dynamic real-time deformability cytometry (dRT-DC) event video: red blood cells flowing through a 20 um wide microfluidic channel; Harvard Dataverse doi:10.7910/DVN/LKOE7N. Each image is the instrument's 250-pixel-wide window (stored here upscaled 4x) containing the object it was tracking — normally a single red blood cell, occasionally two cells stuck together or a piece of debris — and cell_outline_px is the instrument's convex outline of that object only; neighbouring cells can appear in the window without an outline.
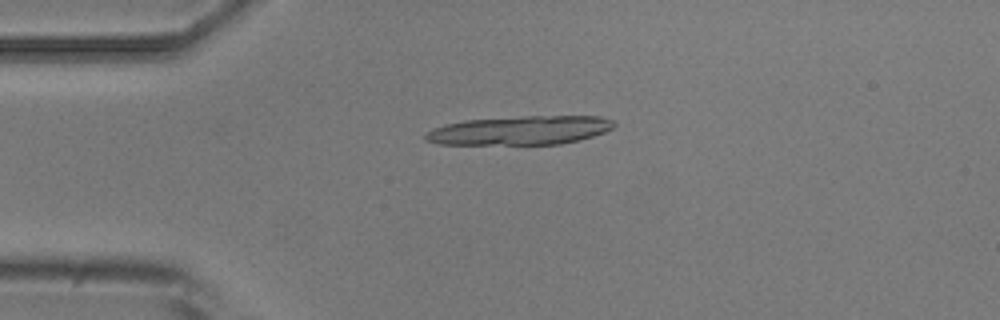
{"species": "common noctule bat (a hibernating species)", "species_latin": "Nyctalus noctula", "temperature_condition": "room temperature", "stored_images_in_passage": 5, "camera_frame_rate_fps": 3000, "um_per_image_px": 0.085, "animal": {"sex": "male", "body_mass_g": 20.5, "forearm_length_mm": 52.5}, "frame": {"image": 1, "passage_image": 3, "time_ms": 2.333, "image_size_px": [1000, 320], "cell_outline_px": [[616, 124], [612, 128], [604, 132], [580, 140], [560, 144], [440, 144], [424, 140], [424, 136], [432, 128], [444, 124], [464, 120], [524, 116], [600, 116], [616, 120]], "centroid_in_image_um": [44.22, 11.07], "position_along_channel_um": 40.8, "area_um2": 31.85}}